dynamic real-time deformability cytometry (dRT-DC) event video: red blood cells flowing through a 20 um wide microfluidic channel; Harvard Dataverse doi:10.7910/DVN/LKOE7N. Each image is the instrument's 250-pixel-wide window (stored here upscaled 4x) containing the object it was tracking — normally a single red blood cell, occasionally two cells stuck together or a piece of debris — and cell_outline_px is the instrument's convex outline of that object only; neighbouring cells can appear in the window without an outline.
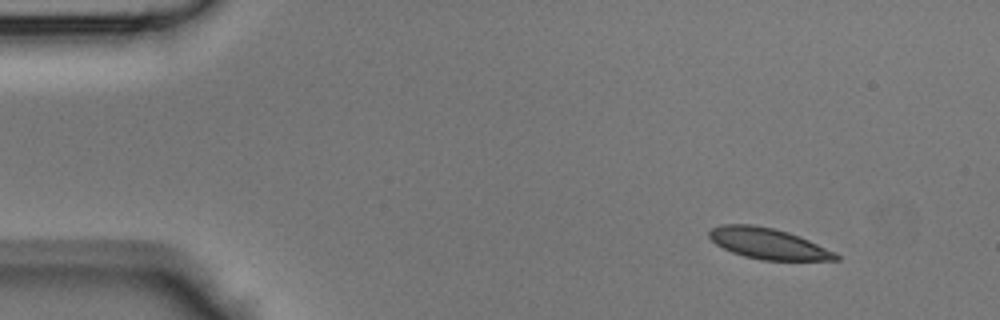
{"species": "Egyptian fruit bat (a non-hibernating species)", "species_latin": "Rousettus aegyptiacus", "temperature_condition": "room temperature", "stored_images_in_passage": 40, "camera_frame_rate_fps": 3000, "um_per_image_px": 0.085, "animal": {"sex": "male"}, "frame": {"image": 1, "passage_image": 1, "time_ms": 0.0, "image_size_px": [1000, 320], "cell_outline_px": [[840, 260], [760, 260], [744, 256], [732, 252], [716, 244], [708, 236], [708, 232], [712, 228], [724, 224], [752, 224], [772, 228], [788, 232], [808, 240], [836, 252], [840, 256]], "centroid_in_image_um": [65.29, 20.71], "position_along_channel_um": 19.7, "area_um2": 22.66}}
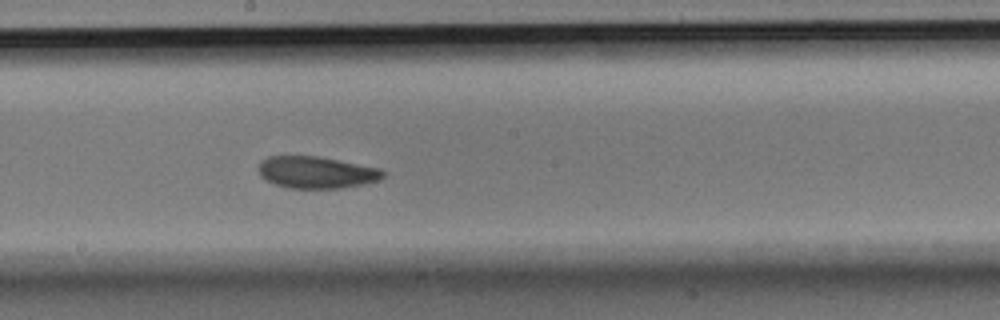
{"frame": {"image": 2, "passage_image": 20, "time_ms": 6.333, "image_size_px": [1000, 320], "cell_outline_px": [[384, 176], [380, 180], [364, 184], [340, 188], [288, 188], [264, 180], [260, 176], [260, 160], [268, 156], [316, 156], [380, 168], [384, 172]], "centroid_in_image_um": [26.88, 14.65], "position_along_channel_um": 221.3, "area_um2": 23.06}}
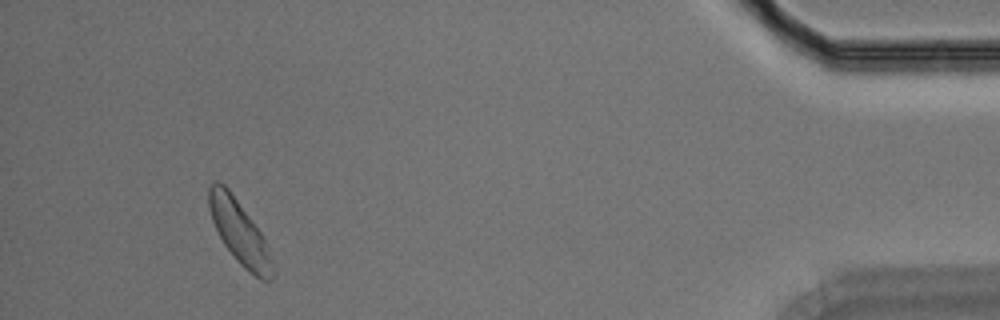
{"frame": {"image": 3, "passage_image": 37, "time_ms": 12.0, "image_size_px": [1000, 320], "cell_outline_px": [[276, 276], [268, 280], [260, 280], [248, 272], [240, 264], [224, 244], [212, 220], [208, 208], [208, 184], [216, 180], [224, 184], [228, 188], [260, 232], [264, 240], [276, 272]], "centroid_in_image_um": [20.34, 19.75], "position_along_channel_um": 414.9, "area_um2": 23.35}}